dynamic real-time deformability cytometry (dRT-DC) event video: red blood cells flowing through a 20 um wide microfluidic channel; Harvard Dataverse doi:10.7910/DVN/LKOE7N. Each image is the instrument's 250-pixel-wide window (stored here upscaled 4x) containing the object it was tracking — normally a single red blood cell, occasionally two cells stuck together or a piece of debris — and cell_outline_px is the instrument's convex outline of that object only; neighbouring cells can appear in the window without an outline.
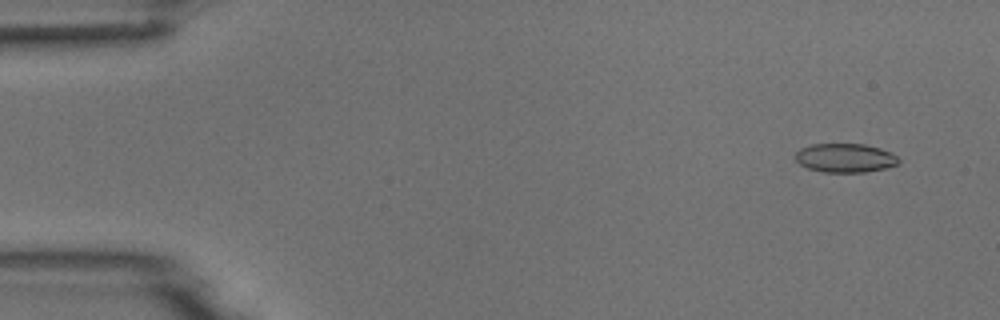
{"species": "common noctule bat (a hibernating species)", "species_latin": "Nyctalus noctula", "temperature_condition": "room temperature", "stored_images_in_passage": 52, "camera_frame_rate_fps": 3000, "um_per_image_px": 0.085, "animal": {"sex": "male", "body_mass_g": 18.8}, "frame": {"image": 1, "passage_image": 4, "time_ms": 1.0, "image_size_px": [1000, 320], "cell_outline_px": [[900, 160], [896, 164], [884, 168], [864, 172], [824, 172], [808, 168], [800, 164], [796, 160], [796, 152], [800, 148], [812, 144], [864, 144], [880, 148], [896, 156]], "centroid_in_image_um": [71.8, 13.42], "position_along_channel_um": 13.2, "area_um2": 17.17}}
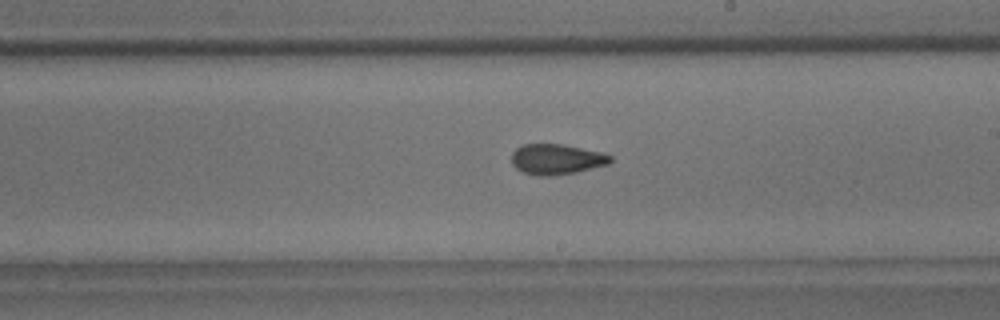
{"frame": {"image": 2, "passage_image": 30, "time_ms": 9.667, "image_size_px": [1000, 320], "cell_outline_px": [[612, 160], [608, 164], [576, 172], [552, 176], [540, 176], [524, 172], [516, 168], [512, 164], [512, 152], [516, 148], [524, 144], [564, 144], [600, 152], [612, 156]], "centroid_in_image_um": [47.29, 13.53], "position_along_channel_um": 241.7, "area_um2": 17.46}}
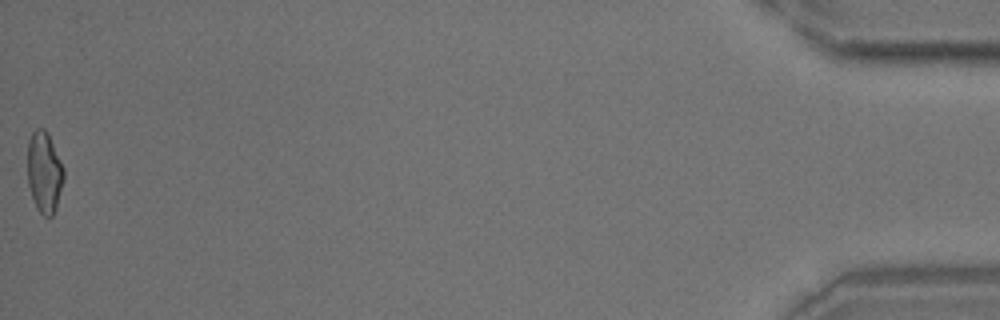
{"frame": {"image": 3, "passage_image": 52, "time_ms": 17.0, "image_size_px": [1000, 320], "cell_outline_px": [[64, 180], [56, 208], [52, 216], [44, 216], [36, 208], [28, 184], [28, 140], [32, 132], [36, 128], [44, 128], [48, 132], [64, 168]], "centroid_in_image_um": [3.77, 14.62], "position_along_channel_um": 431.4, "area_um2": 17.22}}